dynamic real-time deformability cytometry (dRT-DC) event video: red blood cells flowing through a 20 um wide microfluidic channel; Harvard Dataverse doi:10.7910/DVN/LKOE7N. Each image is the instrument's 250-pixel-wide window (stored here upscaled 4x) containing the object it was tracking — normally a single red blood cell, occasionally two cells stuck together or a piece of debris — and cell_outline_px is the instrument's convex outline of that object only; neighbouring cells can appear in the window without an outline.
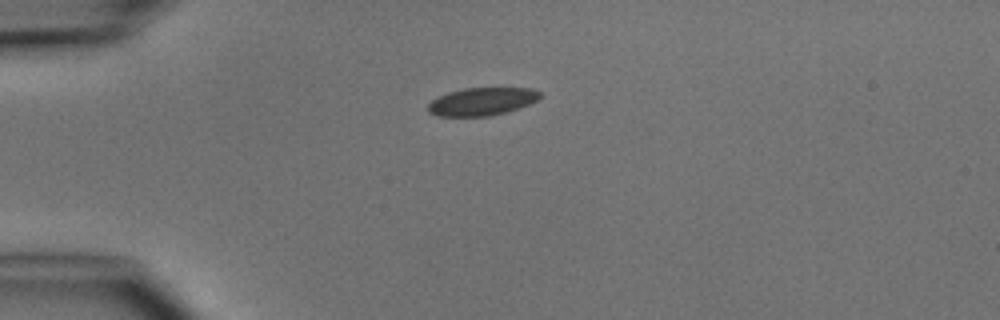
{"species": "common noctule bat (a hibernating species)", "species_latin": "Nyctalus noctula", "temperature_condition": "cold", "stored_images_in_passage": 2, "camera_frame_rate_fps": 3000, "um_per_image_px": 0.085, "animal": {"sex": "male", "body_mass_g": 15.6}, "frame": {"image": 1, "passage_image": 2, "time_ms": 1.333, "image_size_px": [1000, 320], "cell_outline_px": [[544, 96], [528, 104], [504, 112], [488, 116], [436, 116], [428, 112], [428, 104], [436, 96], [448, 92], [464, 88], [532, 88], [540, 92]], "centroid_in_image_um": [40.93, 8.62], "position_along_channel_um": 44.1, "area_um2": 18.15}}